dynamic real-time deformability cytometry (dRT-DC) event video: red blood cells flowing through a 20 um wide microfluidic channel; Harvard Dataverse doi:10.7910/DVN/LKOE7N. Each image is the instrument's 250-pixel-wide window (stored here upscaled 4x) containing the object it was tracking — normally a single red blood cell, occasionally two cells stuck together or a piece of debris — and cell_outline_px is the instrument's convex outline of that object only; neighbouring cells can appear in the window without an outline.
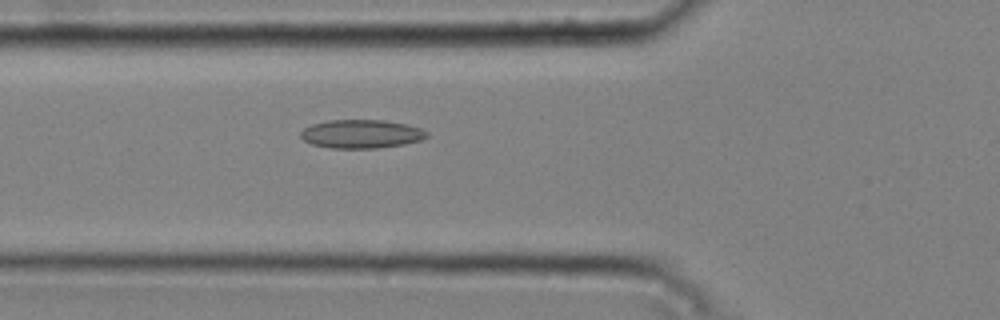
{"species": "common noctule bat (a hibernating species)", "species_latin": "Nyctalus noctula", "temperature_condition": "cold", "stored_images_in_passage": 47, "camera_frame_rate_fps": 3000, "um_per_image_px": 0.085, "animal": {"sex": "male", "body_mass_g": 20.4}, "frame": {"image": 1, "passage_image": 19, "time_ms": 6.0, "image_size_px": [1000, 320], "cell_outline_px": [[428, 136], [420, 140], [404, 144], [376, 148], [328, 148], [312, 144], [304, 140], [300, 136], [300, 132], [304, 128], [312, 124], [328, 120], [384, 120], [404, 124], [420, 128], [428, 132]], "centroid_in_image_um": [30.68, 11.38], "position_along_channel_um": 95.1, "area_um2": 20.92}}
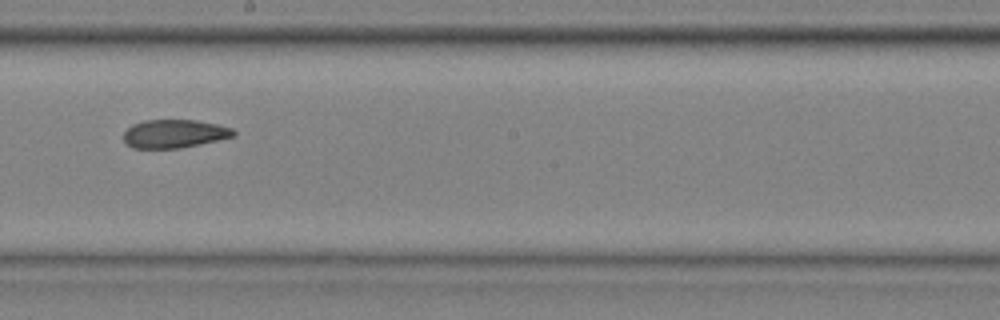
{"frame": {"image": 2, "passage_image": 30, "time_ms": 9.667, "image_size_px": [1000, 320], "cell_outline_px": [[236, 136], [200, 144], [180, 148], [132, 148], [124, 140], [124, 132], [132, 124], [144, 120], [196, 120], [216, 124], [232, 128], [236, 132]], "centroid_in_image_um": [14.83, 11.36], "position_along_channel_um": 233.4, "area_um2": 18.15}}
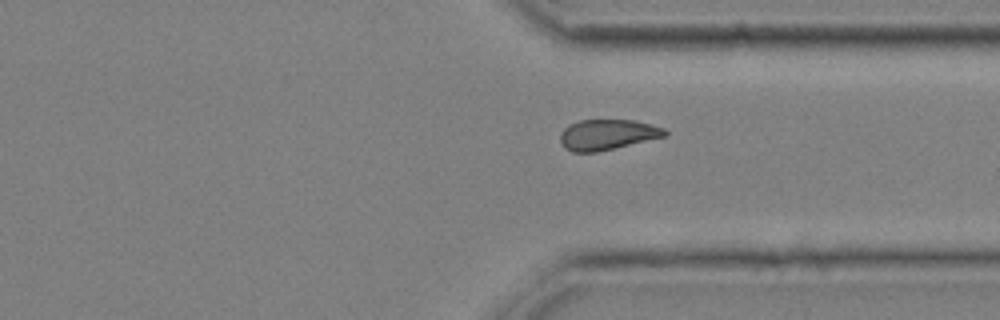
{"frame": {"image": 3, "passage_image": 40, "time_ms": 13.0, "image_size_px": [1000, 320], "cell_outline_px": [[668, 136], [596, 152], [572, 152], [564, 148], [560, 140], [560, 132], [568, 124], [580, 120], [632, 120], [652, 124], [664, 128], [668, 132]], "centroid_in_image_um": [51.63, 11.44], "position_along_channel_um": 359.8, "area_um2": 18.73}, "authors_computed_cell_mechanics": {"area_um2": 19.5364, "velocity_mm_per_s": 3.7691, "shape_relaxation_time_tau1_ms": null, "shape_relaxation_time_tau2_ms": 4.0345, "deformation_change_tau1": null, "deformation_change_tau2": 0.1008}}